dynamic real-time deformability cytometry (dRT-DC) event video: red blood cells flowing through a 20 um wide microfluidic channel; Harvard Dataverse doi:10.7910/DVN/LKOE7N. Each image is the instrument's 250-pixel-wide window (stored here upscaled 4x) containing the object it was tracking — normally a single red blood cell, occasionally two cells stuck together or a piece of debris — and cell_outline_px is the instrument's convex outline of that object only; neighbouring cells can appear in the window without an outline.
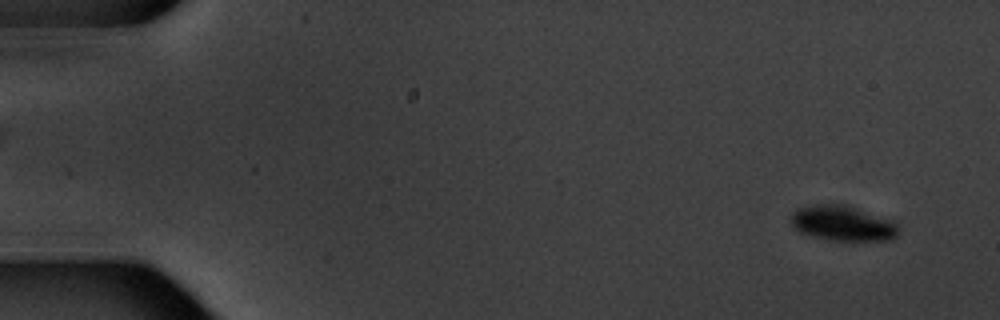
{"species": "common noctule bat (a hibernating species)", "species_latin": "Nyctalus noctula", "temperature_condition": "warm", "stored_images_in_passage": 6, "camera_frame_rate_fps": 3000, "um_per_image_px": 0.085, "animal": {"sex": "male", "body_mass_g": 20.1, "forearm_length_mm": 53.5}, "frame": {"image": 1, "passage_image": 2, "time_ms": 1.333, "image_size_px": [1000, 320], "cell_outline_px": [[900, 232], [892, 240], [828, 240], [812, 236], [800, 232], [788, 220], [792, 212], [800, 208], [816, 204], [848, 204], [896, 220], [900, 228]], "centroid_in_image_um": [71.7, 18.96], "position_along_channel_um": 13.3, "area_um2": 22.66}}